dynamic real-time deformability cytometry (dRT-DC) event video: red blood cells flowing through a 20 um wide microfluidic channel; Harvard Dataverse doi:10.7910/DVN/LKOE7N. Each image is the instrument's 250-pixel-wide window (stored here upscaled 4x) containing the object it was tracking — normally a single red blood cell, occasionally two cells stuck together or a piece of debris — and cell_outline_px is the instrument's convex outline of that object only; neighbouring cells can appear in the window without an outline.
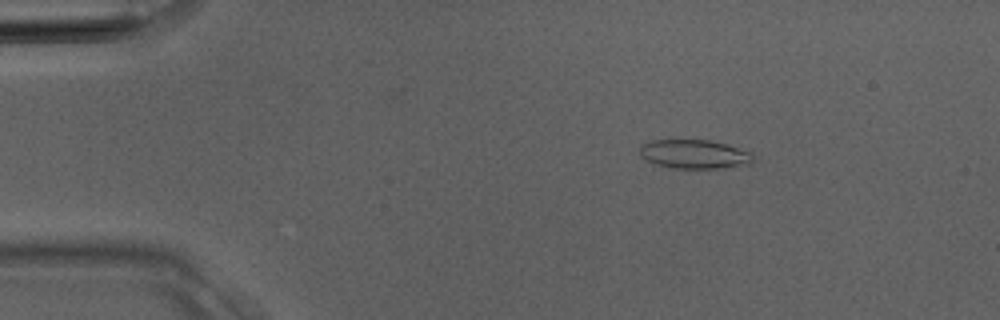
{"species": "Egyptian fruit bat (a non-hibernating species)", "species_latin": "Rousettus aegyptiacus", "temperature_condition": "room temperature", "stored_images_in_passage": 35, "camera_frame_rate_fps": 3000, "um_per_image_px": 0.085, "animal": {"sex": "male"}, "frame": {"image": 1, "passage_image": 5, "time_ms": 1.333, "image_size_px": [1000, 320], "cell_outline_px": [[752, 164], [724, 168], [668, 168], [656, 164], [640, 156], [640, 144], [652, 140], [708, 140], [724, 144], [752, 152]], "centroid_in_image_um": [59.0, 13.11], "position_along_channel_um": 26.0, "area_um2": 19.13}}
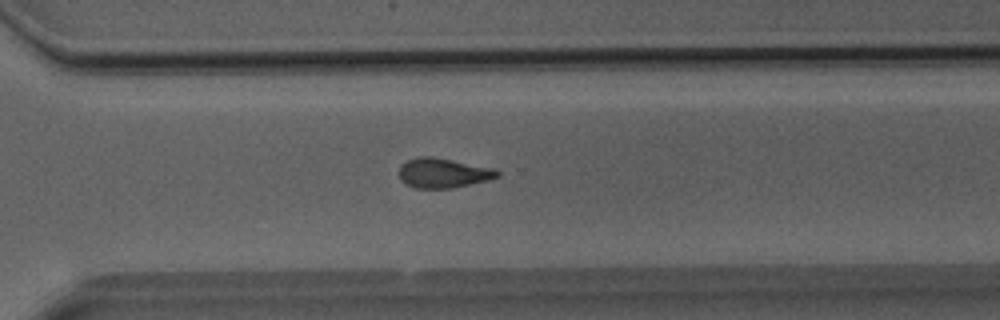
{"frame": {"image": 2, "passage_image": 25, "time_ms": 8.0, "image_size_px": [1000, 320], "cell_outline_px": [[500, 176], [488, 180], [452, 188], [416, 188], [400, 180], [400, 164], [416, 156], [432, 156], [492, 168], [500, 172]], "centroid_in_image_um": [37.65, 14.7], "position_along_channel_um": 332.9, "area_um2": 16.88}}
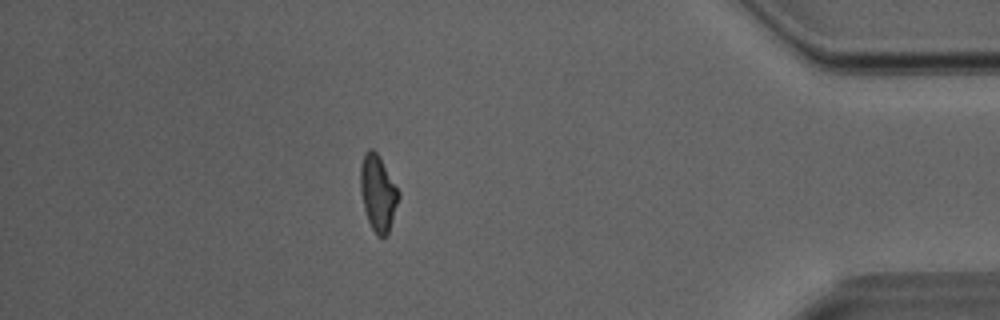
{"frame": {"image": 3, "passage_image": 31, "time_ms": 10.0, "image_size_px": [1000, 320], "cell_outline_px": [[400, 196], [388, 232], [384, 236], [376, 236], [368, 220], [364, 208], [360, 188], [360, 168], [364, 152], [368, 148], [372, 148], [376, 152], [400, 192]], "centroid_in_image_um": [32.11, 16.39], "position_along_channel_um": 403.1, "area_um2": 16.65}}